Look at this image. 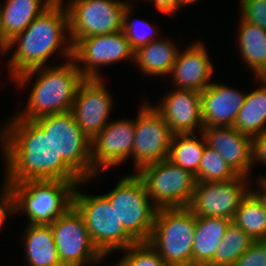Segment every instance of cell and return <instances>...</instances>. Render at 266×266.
Returning <instances> with one entry per match:
<instances>
[{
    "label": "cell",
    "mask_w": 266,
    "mask_h": 266,
    "mask_svg": "<svg viewBox=\"0 0 266 266\" xmlns=\"http://www.w3.org/2000/svg\"><path fill=\"white\" fill-rule=\"evenodd\" d=\"M0 148L6 163L4 183L83 179L54 150L52 140L34 121L16 115L0 128Z\"/></svg>",
    "instance_id": "cell-1"
},
{
    "label": "cell",
    "mask_w": 266,
    "mask_h": 266,
    "mask_svg": "<svg viewBox=\"0 0 266 266\" xmlns=\"http://www.w3.org/2000/svg\"><path fill=\"white\" fill-rule=\"evenodd\" d=\"M64 4V0H55L9 41V50L16 46L6 63L11 79L28 70L50 66L47 60L56 52L65 61L72 59L69 16Z\"/></svg>",
    "instance_id": "cell-2"
},
{
    "label": "cell",
    "mask_w": 266,
    "mask_h": 266,
    "mask_svg": "<svg viewBox=\"0 0 266 266\" xmlns=\"http://www.w3.org/2000/svg\"><path fill=\"white\" fill-rule=\"evenodd\" d=\"M27 105L16 116L34 121L40 117L72 110L73 101L80 84L85 80L75 62L70 59L63 64L39 67L17 75L12 80L17 88L30 84Z\"/></svg>",
    "instance_id": "cell-3"
},
{
    "label": "cell",
    "mask_w": 266,
    "mask_h": 266,
    "mask_svg": "<svg viewBox=\"0 0 266 266\" xmlns=\"http://www.w3.org/2000/svg\"><path fill=\"white\" fill-rule=\"evenodd\" d=\"M80 182L58 179L5 183L12 192L13 215L25 213L28 224L51 225L73 206V193Z\"/></svg>",
    "instance_id": "cell-4"
},
{
    "label": "cell",
    "mask_w": 266,
    "mask_h": 266,
    "mask_svg": "<svg viewBox=\"0 0 266 266\" xmlns=\"http://www.w3.org/2000/svg\"><path fill=\"white\" fill-rule=\"evenodd\" d=\"M86 183L90 182L83 180L76 185L73 206L83 217L91 240L99 252L108 258L112 252L122 251L136 244L137 241L119 221L116 209L103 194L93 196L77 189Z\"/></svg>",
    "instance_id": "cell-5"
},
{
    "label": "cell",
    "mask_w": 266,
    "mask_h": 266,
    "mask_svg": "<svg viewBox=\"0 0 266 266\" xmlns=\"http://www.w3.org/2000/svg\"><path fill=\"white\" fill-rule=\"evenodd\" d=\"M196 217L189 207L157 210L149 243L168 266H192Z\"/></svg>",
    "instance_id": "cell-6"
},
{
    "label": "cell",
    "mask_w": 266,
    "mask_h": 266,
    "mask_svg": "<svg viewBox=\"0 0 266 266\" xmlns=\"http://www.w3.org/2000/svg\"><path fill=\"white\" fill-rule=\"evenodd\" d=\"M103 195L116 209L124 229L137 242H147L158 208L148 196L142 178L135 172L124 175L113 189Z\"/></svg>",
    "instance_id": "cell-7"
},
{
    "label": "cell",
    "mask_w": 266,
    "mask_h": 266,
    "mask_svg": "<svg viewBox=\"0 0 266 266\" xmlns=\"http://www.w3.org/2000/svg\"><path fill=\"white\" fill-rule=\"evenodd\" d=\"M34 122L50 136L56 153L83 180H90L91 141L81 131L72 111L43 116Z\"/></svg>",
    "instance_id": "cell-8"
},
{
    "label": "cell",
    "mask_w": 266,
    "mask_h": 266,
    "mask_svg": "<svg viewBox=\"0 0 266 266\" xmlns=\"http://www.w3.org/2000/svg\"><path fill=\"white\" fill-rule=\"evenodd\" d=\"M137 174L158 209L189 207L196 186L191 172L165 159L143 166Z\"/></svg>",
    "instance_id": "cell-9"
},
{
    "label": "cell",
    "mask_w": 266,
    "mask_h": 266,
    "mask_svg": "<svg viewBox=\"0 0 266 266\" xmlns=\"http://www.w3.org/2000/svg\"><path fill=\"white\" fill-rule=\"evenodd\" d=\"M69 37L72 45L81 38L122 30L129 0H68Z\"/></svg>",
    "instance_id": "cell-10"
},
{
    "label": "cell",
    "mask_w": 266,
    "mask_h": 266,
    "mask_svg": "<svg viewBox=\"0 0 266 266\" xmlns=\"http://www.w3.org/2000/svg\"><path fill=\"white\" fill-rule=\"evenodd\" d=\"M50 226L63 266H95L104 263L105 257L92 242L84 219L74 206Z\"/></svg>",
    "instance_id": "cell-11"
},
{
    "label": "cell",
    "mask_w": 266,
    "mask_h": 266,
    "mask_svg": "<svg viewBox=\"0 0 266 266\" xmlns=\"http://www.w3.org/2000/svg\"><path fill=\"white\" fill-rule=\"evenodd\" d=\"M134 53L122 30L81 38L72 45V60L85 78H103L99 67L122 60L134 63Z\"/></svg>",
    "instance_id": "cell-12"
},
{
    "label": "cell",
    "mask_w": 266,
    "mask_h": 266,
    "mask_svg": "<svg viewBox=\"0 0 266 266\" xmlns=\"http://www.w3.org/2000/svg\"><path fill=\"white\" fill-rule=\"evenodd\" d=\"M139 107L135 123L132 159L137 173L143 166L168 159L173 136L162 114L146 100Z\"/></svg>",
    "instance_id": "cell-13"
},
{
    "label": "cell",
    "mask_w": 266,
    "mask_h": 266,
    "mask_svg": "<svg viewBox=\"0 0 266 266\" xmlns=\"http://www.w3.org/2000/svg\"><path fill=\"white\" fill-rule=\"evenodd\" d=\"M250 179L239 175L228 181L196 182L189 208L195 217L233 220L241 201L252 188L249 187Z\"/></svg>",
    "instance_id": "cell-14"
},
{
    "label": "cell",
    "mask_w": 266,
    "mask_h": 266,
    "mask_svg": "<svg viewBox=\"0 0 266 266\" xmlns=\"http://www.w3.org/2000/svg\"><path fill=\"white\" fill-rule=\"evenodd\" d=\"M134 131V119H117L110 121L91 140L92 178L89 182L97 176L102 177L101 171L111 167L113 169L132 158Z\"/></svg>",
    "instance_id": "cell-15"
},
{
    "label": "cell",
    "mask_w": 266,
    "mask_h": 266,
    "mask_svg": "<svg viewBox=\"0 0 266 266\" xmlns=\"http://www.w3.org/2000/svg\"><path fill=\"white\" fill-rule=\"evenodd\" d=\"M113 101L103 78H85L80 84L71 111L90 141L110 122Z\"/></svg>",
    "instance_id": "cell-16"
},
{
    "label": "cell",
    "mask_w": 266,
    "mask_h": 266,
    "mask_svg": "<svg viewBox=\"0 0 266 266\" xmlns=\"http://www.w3.org/2000/svg\"><path fill=\"white\" fill-rule=\"evenodd\" d=\"M172 134L202 132L204 125L200 92L173 88L157 105Z\"/></svg>",
    "instance_id": "cell-17"
},
{
    "label": "cell",
    "mask_w": 266,
    "mask_h": 266,
    "mask_svg": "<svg viewBox=\"0 0 266 266\" xmlns=\"http://www.w3.org/2000/svg\"><path fill=\"white\" fill-rule=\"evenodd\" d=\"M191 43L178 52L169 77L175 88L202 92L212 83L215 67L205 44L200 40Z\"/></svg>",
    "instance_id": "cell-18"
},
{
    "label": "cell",
    "mask_w": 266,
    "mask_h": 266,
    "mask_svg": "<svg viewBox=\"0 0 266 266\" xmlns=\"http://www.w3.org/2000/svg\"><path fill=\"white\" fill-rule=\"evenodd\" d=\"M246 95L247 92L212 81L200 92L204 128L233 126Z\"/></svg>",
    "instance_id": "cell-19"
},
{
    "label": "cell",
    "mask_w": 266,
    "mask_h": 266,
    "mask_svg": "<svg viewBox=\"0 0 266 266\" xmlns=\"http://www.w3.org/2000/svg\"><path fill=\"white\" fill-rule=\"evenodd\" d=\"M207 145L215 149L228 165L241 176L250 178L251 137L242 134L235 127H207L202 130Z\"/></svg>",
    "instance_id": "cell-20"
},
{
    "label": "cell",
    "mask_w": 266,
    "mask_h": 266,
    "mask_svg": "<svg viewBox=\"0 0 266 266\" xmlns=\"http://www.w3.org/2000/svg\"><path fill=\"white\" fill-rule=\"evenodd\" d=\"M231 222L222 217H196L192 266H213L215 251Z\"/></svg>",
    "instance_id": "cell-21"
},
{
    "label": "cell",
    "mask_w": 266,
    "mask_h": 266,
    "mask_svg": "<svg viewBox=\"0 0 266 266\" xmlns=\"http://www.w3.org/2000/svg\"><path fill=\"white\" fill-rule=\"evenodd\" d=\"M23 245L27 266H63L50 225L27 224Z\"/></svg>",
    "instance_id": "cell-22"
},
{
    "label": "cell",
    "mask_w": 266,
    "mask_h": 266,
    "mask_svg": "<svg viewBox=\"0 0 266 266\" xmlns=\"http://www.w3.org/2000/svg\"><path fill=\"white\" fill-rule=\"evenodd\" d=\"M55 0H5L0 2V23L4 36L10 41L23 32L32 21Z\"/></svg>",
    "instance_id": "cell-23"
},
{
    "label": "cell",
    "mask_w": 266,
    "mask_h": 266,
    "mask_svg": "<svg viewBox=\"0 0 266 266\" xmlns=\"http://www.w3.org/2000/svg\"><path fill=\"white\" fill-rule=\"evenodd\" d=\"M239 21L236 41L241 61L246 63L255 78L266 77V29L244 20Z\"/></svg>",
    "instance_id": "cell-24"
},
{
    "label": "cell",
    "mask_w": 266,
    "mask_h": 266,
    "mask_svg": "<svg viewBox=\"0 0 266 266\" xmlns=\"http://www.w3.org/2000/svg\"><path fill=\"white\" fill-rule=\"evenodd\" d=\"M180 49L170 39L154 40L134 53V63L147 76L170 75Z\"/></svg>",
    "instance_id": "cell-25"
},
{
    "label": "cell",
    "mask_w": 266,
    "mask_h": 266,
    "mask_svg": "<svg viewBox=\"0 0 266 266\" xmlns=\"http://www.w3.org/2000/svg\"><path fill=\"white\" fill-rule=\"evenodd\" d=\"M255 80L262 83L261 87L247 93L233 124L239 132L251 138L266 130V77Z\"/></svg>",
    "instance_id": "cell-26"
},
{
    "label": "cell",
    "mask_w": 266,
    "mask_h": 266,
    "mask_svg": "<svg viewBox=\"0 0 266 266\" xmlns=\"http://www.w3.org/2000/svg\"><path fill=\"white\" fill-rule=\"evenodd\" d=\"M198 134V136H197ZM174 134L170 142L168 159L175 165L196 175L207 144L202 132ZM199 137V138H198Z\"/></svg>",
    "instance_id": "cell-27"
},
{
    "label": "cell",
    "mask_w": 266,
    "mask_h": 266,
    "mask_svg": "<svg viewBox=\"0 0 266 266\" xmlns=\"http://www.w3.org/2000/svg\"><path fill=\"white\" fill-rule=\"evenodd\" d=\"M254 241L266 240V214L260 199L250 190L232 220Z\"/></svg>",
    "instance_id": "cell-28"
},
{
    "label": "cell",
    "mask_w": 266,
    "mask_h": 266,
    "mask_svg": "<svg viewBox=\"0 0 266 266\" xmlns=\"http://www.w3.org/2000/svg\"><path fill=\"white\" fill-rule=\"evenodd\" d=\"M254 240L233 221L215 251L213 266H232Z\"/></svg>",
    "instance_id": "cell-29"
},
{
    "label": "cell",
    "mask_w": 266,
    "mask_h": 266,
    "mask_svg": "<svg viewBox=\"0 0 266 266\" xmlns=\"http://www.w3.org/2000/svg\"><path fill=\"white\" fill-rule=\"evenodd\" d=\"M238 176L219 152L205 145L198 172L195 175L196 182L228 181Z\"/></svg>",
    "instance_id": "cell-30"
},
{
    "label": "cell",
    "mask_w": 266,
    "mask_h": 266,
    "mask_svg": "<svg viewBox=\"0 0 266 266\" xmlns=\"http://www.w3.org/2000/svg\"><path fill=\"white\" fill-rule=\"evenodd\" d=\"M133 8V4H129L124 11L122 31L128 39L132 50L135 52L148 43L158 40L155 38V35H157V32L160 33V31L157 30V27L153 26L155 25L153 23H148V21L143 19H134V21L130 19L133 14L132 11H134Z\"/></svg>",
    "instance_id": "cell-31"
},
{
    "label": "cell",
    "mask_w": 266,
    "mask_h": 266,
    "mask_svg": "<svg viewBox=\"0 0 266 266\" xmlns=\"http://www.w3.org/2000/svg\"><path fill=\"white\" fill-rule=\"evenodd\" d=\"M122 251L124 253L121 258L129 266H168L147 242H137Z\"/></svg>",
    "instance_id": "cell-32"
},
{
    "label": "cell",
    "mask_w": 266,
    "mask_h": 266,
    "mask_svg": "<svg viewBox=\"0 0 266 266\" xmlns=\"http://www.w3.org/2000/svg\"><path fill=\"white\" fill-rule=\"evenodd\" d=\"M241 15L240 20L266 29V0H239Z\"/></svg>",
    "instance_id": "cell-33"
},
{
    "label": "cell",
    "mask_w": 266,
    "mask_h": 266,
    "mask_svg": "<svg viewBox=\"0 0 266 266\" xmlns=\"http://www.w3.org/2000/svg\"><path fill=\"white\" fill-rule=\"evenodd\" d=\"M232 266H266V240L254 241Z\"/></svg>",
    "instance_id": "cell-34"
},
{
    "label": "cell",
    "mask_w": 266,
    "mask_h": 266,
    "mask_svg": "<svg viewBox=\"0 0 266 266\" xmlns=\"http://www.w3.org/2000/svg\"><path fill=\"white\" fill-rule=\"evenodd\" d=\"M258 161L262 163V165H266V130L251 138L252 165H255ZM257 179L255 182H266V175L258 176Z\"/></svg>",
    "instance_id": "cell-35"
},
{
    "label": "cell",
    "mask_w": 266,
    "mask_h": 266,
    "mask_svg": "<svg viewBox=\"0 0 266 266\" xmlns=\"http://www.w3.org/2000/svg\"><path fill=\"white\" fill-rule=\"evenodd\" d=\"M3 187L0 190V229L7 220V217L13 216L12 192L10 187L2 181Z\"/></svg>",
    "instance_id": "cell-36"
},
{
    "label": "cell",
    "mask_w": 266,
    "mask_h": 266,
    "mask_svg": "<svg viewBox=\"0 0 266 266\" xmlns=\"http://www.w3.org/2000/svg\"><path fill=\"white\" fill-rule=\"evenodd\" d=\"M153 2L158 12L162 14L173 15L176 14L180 8L188 4L184 0H147Z\"/></svg>",
    "instance_id": "cell-37"
},
{
    "label": "cell",
    "mask_w": 266,
    "mask_h": 266,
    "mask_svg": "<svg viewBox=\"0 0 266 266\" xmlns=\"http://www.w3.org/2000/svg\"><path fill=\"white\" fill-rule=\"evenodd\" d=\"M258 190L251 188V191L260 199L266 214V182H255Z\"/></svg>",
    "instance_id": "cell-38"
},
{
    "label": "cell",
    "mask_w": 266,
    "mask_h": 266,
    "mask_svg": "<svg viewBox=\"0 0 266 266\" xmlns=\"http://www.w3.org/2000/svg\"><path fill=\"white\" fill-rule=\"evenodd\" d=\"M9 41L6 39V37L3 34V31L1 29V23H0V53L4 55L6 52H9L8 48Z\"/></svg>",
    "instance_id": "cell-39"
},
{
    "label": "cell",
    "mask_w": 266,
    "mask_h": 266,
    "mask_svg": "<svg viewBox=\"0 0 266 266\" xmlns=\"http://www.w3.org/2000/svg\"><path fill=\"white\" fill-rule=\"evenodd\" d=\"M114 266H129L122 258L117 260Z\"/></svg>",
    "instance_id": "cell-40"
},
{
    "label": "cell",
    "mask_w": 266,
    "mask_h": 266,
    "mask_svg": "<svg viewBox=\"0 0 266 266\" xmlns=\"http://www.w3.org/2000/svg\"><path fill=\"white\" fill-rule=\"evenodd\" d=\"M188 5H192V3L194 4L195 2H198L200 0H184Z\"/></svg>",
    "instance_id": "cell-41"
}]
</instances>
